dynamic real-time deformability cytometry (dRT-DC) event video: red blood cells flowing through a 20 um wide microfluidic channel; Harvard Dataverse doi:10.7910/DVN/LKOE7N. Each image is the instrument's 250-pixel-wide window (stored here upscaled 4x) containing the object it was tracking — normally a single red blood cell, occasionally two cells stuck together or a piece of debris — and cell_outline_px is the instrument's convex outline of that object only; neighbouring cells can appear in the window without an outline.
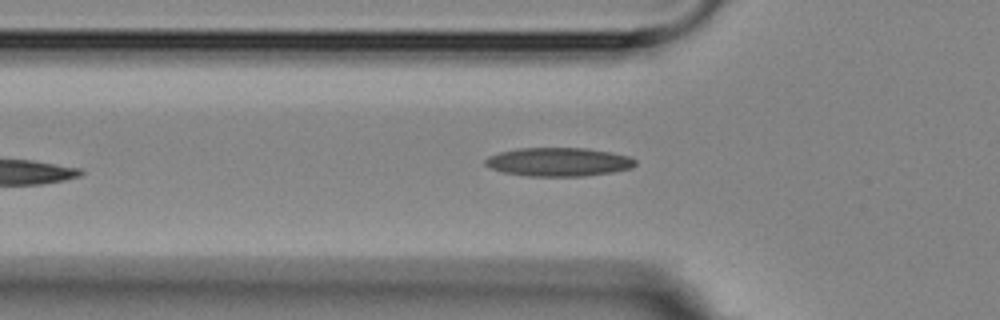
{"species": "Egyptian fruit bat (a non-hibernating species)", "species_latin": "Rousettus aegyptiacus", "temperature_condition": "room temperature", "stored_images_in_passage": 9, "camera_frame_rate_fps": 3000, "um_per_image_px": 0.085, "animal": {"sex": "female"}, "frame": {"image": 1, "passage_image": 6, "time_ms": 6.0, "image_size_px": [1000, 320], "cell_outline_px": [[636, 164], [632, 168], [612, 172], [584, 176], [528, 176], [504, 172], [492, 168], [484, 164], [484, 160], [488, 156], [500, 152], [520, 148], [584, 148], [608, 152], [628, 156], [636, 160]], "centroid_in_image_um": [47.47, 13.76], "position_along_channel_um": 78.3, "area_um2": 24.85}}
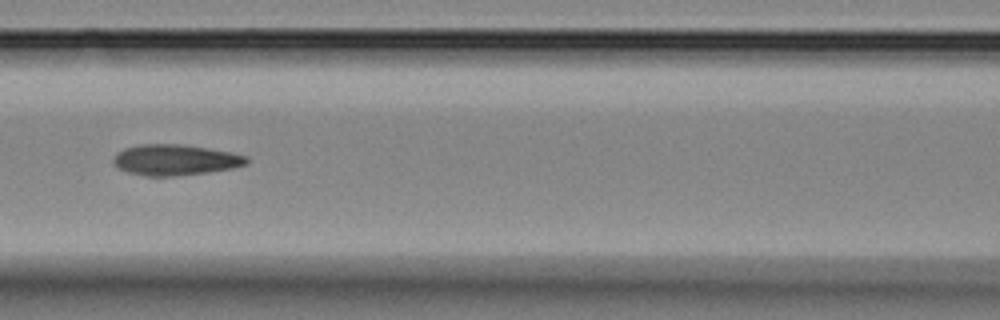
{"frame": {"image": 2, "passage_image": 8, "time_ms": 8.0, "image_size_px": [1000, 320], "cell_outline_px": [[248, 164], [232, 168], [208, 172], [172, 176], [148, 176], [128, 172], [116, 168], [112, 160], [116, 152], [124, 148], [140, 144], [184, 144], [232, 152], [248, 156]], "centroid_in_image_um": [14.88, 13.58], "position_along_channel_um": 151.7, "area_um2": 24.1}}
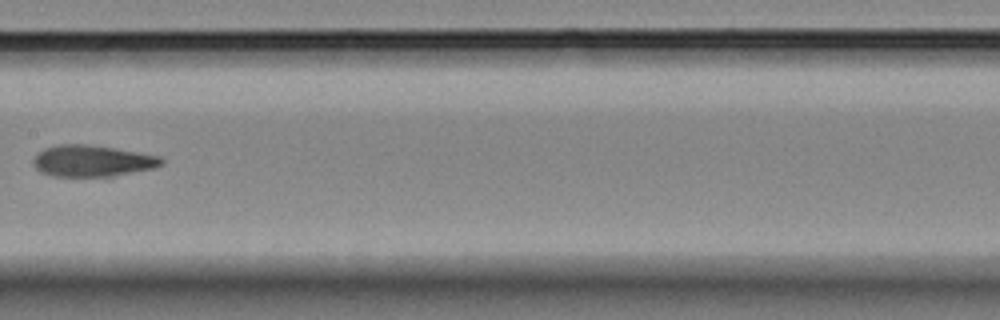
{"frame": {"image": 3, "passage_image": 9, "time_ms": 9.333, "image_size_px": [1000, 320], "cell_outline_px": [[164, 164], [156, 168], [104, 180], [52, 176], [40, 172], [32, 164], [32, 160], [36, 152], [44, 148], [60, 144], [84, 144], [112, 148], [160, 156], [164, 160]], "centroid_in_image_um": [7.85, 13.75], "position_along_channel_um": 199.6, "area_um2": 24.8}}